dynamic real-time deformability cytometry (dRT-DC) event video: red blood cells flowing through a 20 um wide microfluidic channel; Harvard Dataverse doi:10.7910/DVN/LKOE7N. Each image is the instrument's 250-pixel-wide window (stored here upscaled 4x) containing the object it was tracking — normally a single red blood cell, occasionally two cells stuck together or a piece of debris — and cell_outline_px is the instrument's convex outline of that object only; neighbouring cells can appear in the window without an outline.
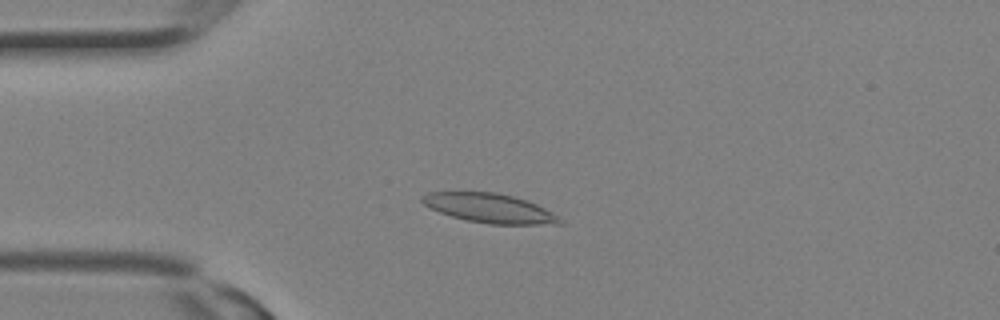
{"species": "Egyptian fruit bat (a non-hibernating species)", "species_latin": "Rousettus aegyptiacus", "temperature_condition": "room temperature", "stored_images_in_passage": 17, "camera_frame_rate_fps": 3000, "um_per_image_px": 0.085, "animal": {"sex": "female"}, "frame": {"image": 1, "passage_image": 8, "time_ms": 2.333, "image_size_px": [1000, 320], "cell_outline_px": [[564, 224], [488, 224], [464, 220], [440, 212], [424, 204], [420, 200], [420, 196], [428, 192], [496, 192], [528, 200], [552, 212], [564, 220]], "centroid_in_image_um": [41.63, 17.69], "position_along_channel_um": 43.4, "area_um2": 23.52}}
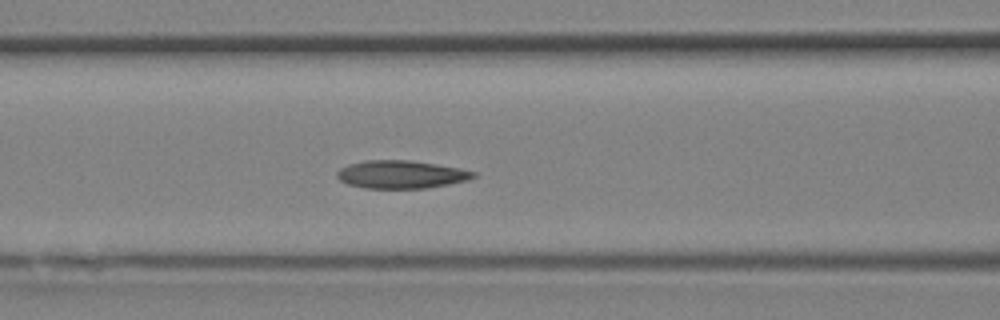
{"frame": {"image": 2, "passage_image": 13, "time_ms": 4.0, "image_size_px": [1000, 320], "cell_outline_px": [[476, 176], [468, 180], [428, 188], [364, 188], [348, 184], [340, 180], [336, 176], [336, 172], [340, 168], [348, 164], [364, 160], [412, 160], [460, 168], [476, 172]], "centroid_in_image_um": [34.08, 14.82], "position_along_channel_um": 132.5, "area_um2": 22.31}}
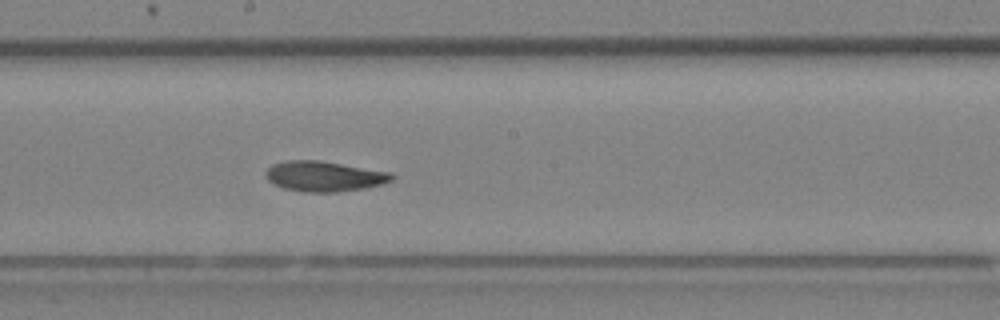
{"frame": {"image": 3, "passage_image": 17, "time_ms": 5.333, "image_size_px": [1000, 320], "cell_outline_px": [[396, 176], [392, 180], [380, 184], [364, 188], [336, 192], [304, 192], [284, 188], [272, 184], [268, 180], [264, 172], [272, 164], [288, 160], [316, 160], [388, 172]], "centroid_in_image_um": [27.49, 14.99], "position_along_channel_um": 220.7, "area_um2": 21.96}}